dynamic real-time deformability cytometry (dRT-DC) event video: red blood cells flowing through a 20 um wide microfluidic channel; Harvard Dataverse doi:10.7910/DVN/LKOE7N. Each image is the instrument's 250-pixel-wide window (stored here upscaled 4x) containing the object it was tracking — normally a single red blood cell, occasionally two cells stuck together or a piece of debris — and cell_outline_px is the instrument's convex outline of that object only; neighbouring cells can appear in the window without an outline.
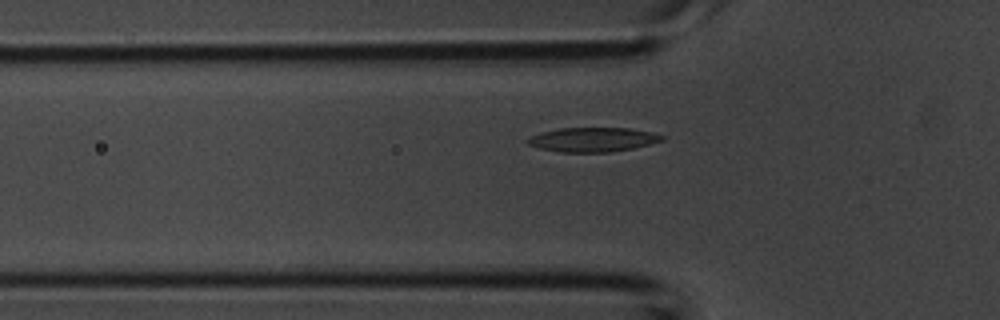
{"species": "common noctule bat (a hibernating species)", "species_latin": "Nyctalus noctula", "temperature_condition": "room temperature", "stored_images_in_passage": 36, "camera_frame_rate_fps": 3000, "um_per_image_px": 0.085, "animal": {"sex": "male", "body_mass_g": 20.1, "forearm_length_mm": 53.5}, "frame": {"image": 1, "passage_image": 12, "time_ms": 3.667, "image_size_px": [1000, 320], "cell_outline_px": [[664, 140], [632, 148], [608, 152], [560, 152], [540, 148], [528, 144], [524, 140], [532, 136], [544, 132], [560, 128], [628, 128], [652, 132], [664, 136]], "centroid_in_image_um": [50.39, 11.86], "position_along_channel_um": 75.4, "area_um2": 18.79}}
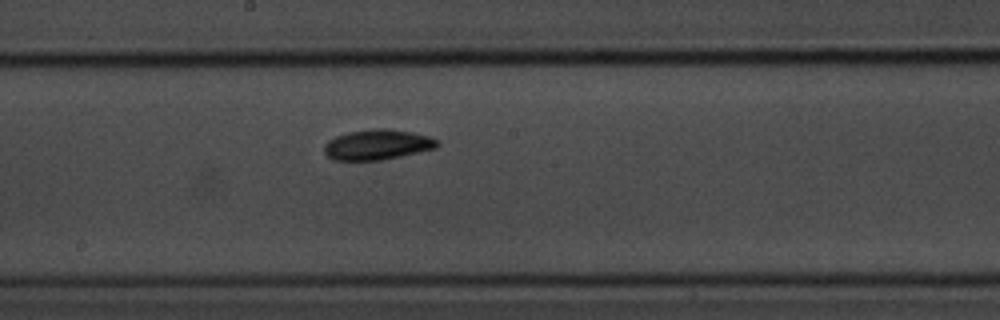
{"frame": {"image": 2, "passage_image": 21, "time_ms": 6.667, "image_size_px": [1000, 320], "cell_outline_px": [[440, 144], [436, 148], [400, 156], [380, 160], [332, 160], [324, 152], [324, 144], [328, 140], [336, 136], [348, 132], [372, 128], [388, 128], [412, 132], [428, 136], [440, 140]], "centroid_in_image_um": [32.08, 12.28], "position_along_channel_um": 216.1, "area_um2": 20.06}}
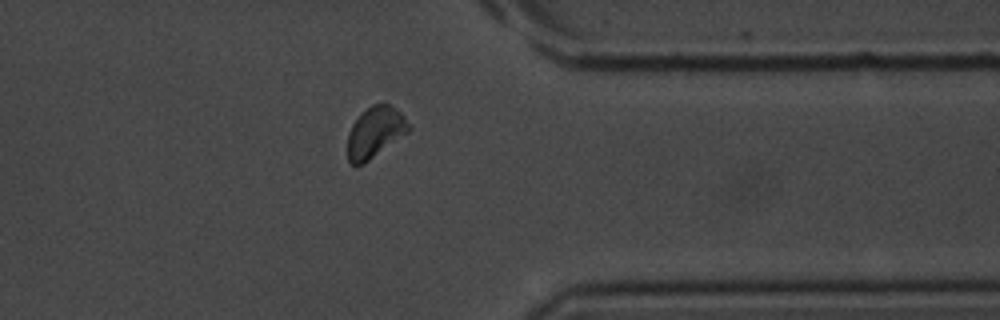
{"frame": {"image": 3, "passage_image": 32, "time_ms": 10.333, "image_size_px": [1000, 320], "cell_outline_px": [[412, 128], [408, 132], [364, 164], [352, 164], [348, 160], [348, 132], [352, 124], [360, 112], [372, 104], [388, 104], [400, 112], [404, 116]], "centroid_in_image_um": [31.87, 11.23], "position_along_channel_um": 379.5, "area_um2": 18.09}}